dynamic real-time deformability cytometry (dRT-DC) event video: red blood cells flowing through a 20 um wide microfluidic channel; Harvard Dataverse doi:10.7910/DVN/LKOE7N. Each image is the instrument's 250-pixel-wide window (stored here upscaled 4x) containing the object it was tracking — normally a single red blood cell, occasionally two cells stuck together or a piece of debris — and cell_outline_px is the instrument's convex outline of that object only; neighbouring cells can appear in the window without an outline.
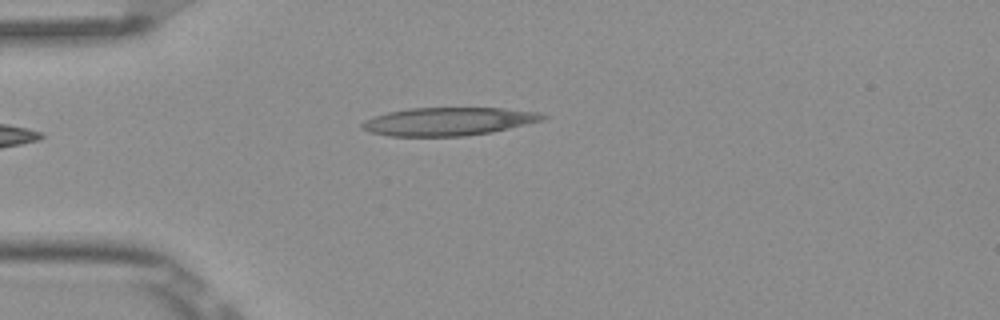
{"species": "Egyptian fruit bat (a non-hibernating species)", "species_latin": "Rousettus aegyptiacus", "temperature_condition": "room temperature", "stored_images_in_passage": 5, "camera_frame_rate_fps": 3000, "um_per_image_px": 0.085, "frame": {"image": 1, "passage_image": 3, "time_ms": 0.667, "image_size_px": [1000, 320], "cell_outline_px": [[548, 116], [544, 120], [528, 124], [492, 132], [464, 136], [388, 136], [368, 132], [360, 128], [360, 124], [364, 120], [388, 112], [408, 108], [500, 108], [540, 112]], "centroid_in_image_um": [38.11, 10.33], "position_along_channel_um": 46.9, "area_um2": 29.77}}
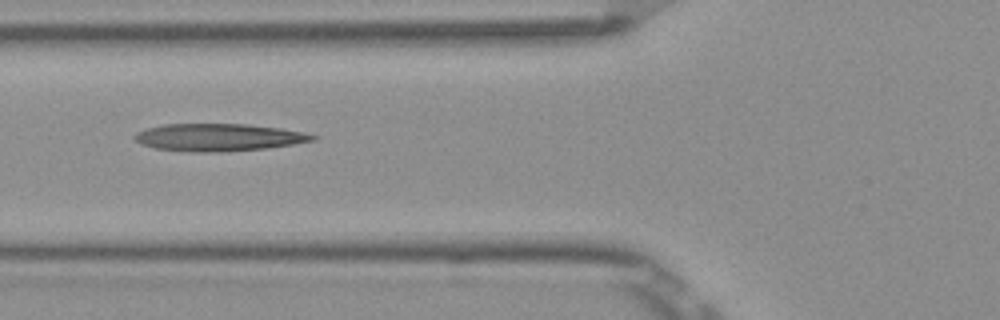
{"frame": {"image": 2, "passage_image": 5, "time_ms": 1.333, "image_size_px": [1000, 320], "cell_outline_px": [[320, 136], [316, 140], [268, 148], [212, 152], [192, 152], [156, 148], [140, 144], [132, 136], [136, 132], [148, 128], [164, 124], [248, 124], [280, 128], [304, 132]], "centroid_in_image_um": [18.6, 11.67], "position_along_channel_um": 107.2, "area_um2": 28.44}}